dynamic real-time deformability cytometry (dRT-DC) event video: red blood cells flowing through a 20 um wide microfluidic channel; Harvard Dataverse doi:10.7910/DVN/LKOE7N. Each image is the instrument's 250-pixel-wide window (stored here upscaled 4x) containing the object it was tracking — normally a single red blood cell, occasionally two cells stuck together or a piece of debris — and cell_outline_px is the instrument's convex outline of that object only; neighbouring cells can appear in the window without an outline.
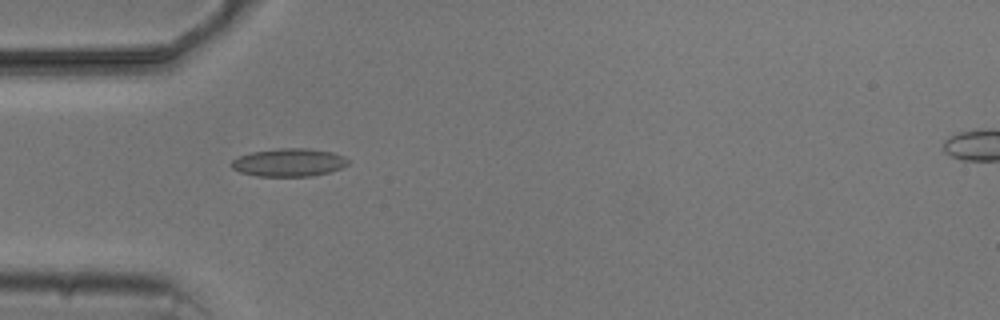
{"species": "common noctule bat (a hibernating species)", "species_latin": "Nyctalus noctula", "temperature_condition": "cold", "stored_images_in_passage": 5, "camera_frame_rate_fps": 3000, "um_per_image_px": 0.085, "animal": {"sex": "male", "body_mass_g": 20.5, "forearm_length_mm": 52.5}, "frame": {"image": 1, "passage_image": 5, "time_ms": 4.667, "image_size_px": [1000, 320], "cell_outline_px": [[348, 164], [340, 168], [328, 172], [312, 176], [256, 176], [240, 172], [232, 168], [228, 164], [232, 160], [240, 156], [252, 152], [276, 148], [308, 148], [332, 152], [344, 156], [348, 160]], "centroid_in_image_um": [24.52, 13.8], "position_along_channel_um": 60.5, "area_um2": 19.07}}